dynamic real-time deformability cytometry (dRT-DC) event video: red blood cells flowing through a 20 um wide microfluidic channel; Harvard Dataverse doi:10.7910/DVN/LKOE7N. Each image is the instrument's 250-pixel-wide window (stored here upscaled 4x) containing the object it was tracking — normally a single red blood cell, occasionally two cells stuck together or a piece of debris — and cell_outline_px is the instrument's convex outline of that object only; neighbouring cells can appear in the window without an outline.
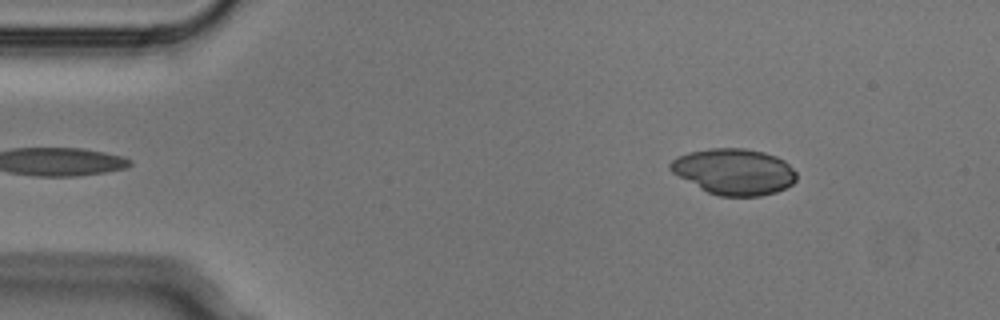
{"species": "Egyptian fruit bat (a non-hibernating species)", "species_latin": "Rousettus aegyptiacus", "temperature_condition": "cold", "stored_images_in_passage": 5, "segment_of_instrument_passage": [2, 2], "camera_frame_rate_fps": 3000, "um_per_image_px": 0.085, "animal": {"sex": "male"}, "frame": {"image": 1, "passage_image": 5, "time_ms": 1.333, "image_size_px": [1000, 320], "cell_outline_px": [[796, 180], [792, 184], [776, 192], [760, 196], [720, 196], [708, 192], [700, 188], [672, 172], [668, 168], [668, 164], [676, 156], [688, 152], [708, 148], [744, 148], [764, 152], [776, 156], [784, 160], [796, 172]], "centroid_in_image_um": [62.38, 14.57], "position_along_channel_um": 22.6, "area_um2": 33.87}}